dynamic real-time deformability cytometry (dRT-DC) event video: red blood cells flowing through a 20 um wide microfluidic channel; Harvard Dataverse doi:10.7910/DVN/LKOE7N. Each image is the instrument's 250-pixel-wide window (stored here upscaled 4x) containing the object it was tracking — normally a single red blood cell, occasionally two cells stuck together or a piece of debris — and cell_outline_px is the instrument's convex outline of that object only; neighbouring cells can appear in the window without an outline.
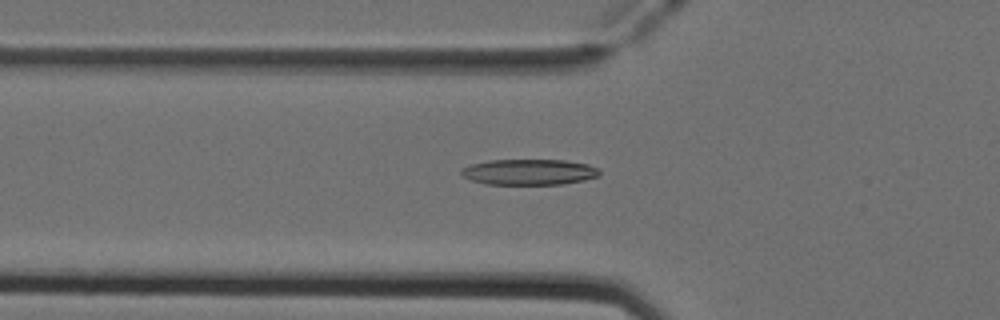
{"species": "Egyptian fruit bat (a non-hibernating species)", "species_latin": "Rousettus aegyptiacus", "temperature_condition": "cold", "stored_images_in_passage": 47, "camera_frame_rate_fps": 3000, "um_per_image_px": 0.085, "animal": {"sex": "female"}, "frame": {"image": 1, "passage_image": 17, "time_ms": 5.333, "image_size_px": [1000, 320], "cell_outline_px": [[600, 176], [584, 180], [560, 184], [484, 184], [472, 180], [464, 176], [460, 172], [460, 168], [472, 164], [488, 160], [564, 160], [588, 164], [600, 168]], "centroid_in_image_um": [44.99, 14.61], "position_along_channel_um": 80.8, "area_um2": 20.81}}
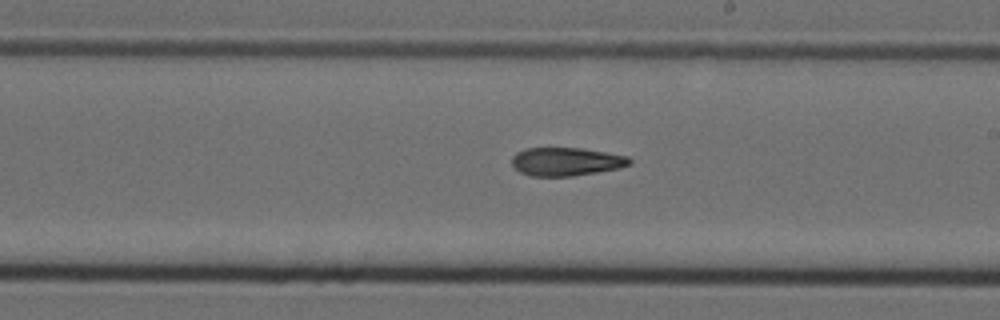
{"frame": {"image": 2, "passage_image": 29, "time_ms": 9.333, "image_size_px": [1000, 320], "cell_outline_px": [[632, 164], [620, 168], [572, 176], [532, 176], [520, 172], [512, 164], [512, 156], [516, 152], [524, 148], [584, 148], [628, 156], [632, 160]], "centroid_in_image_um": [48.14, 13.73], "position_along_channel_um": 240.9, "area_um2": 19.54}}
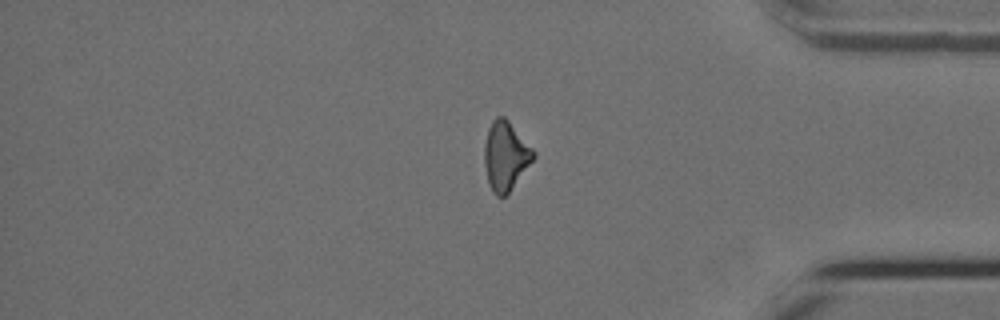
{"frame": {"image": 3, "passage_image": 42, "time_ms": 13.667, "image_size_px": [1000, 320], "cell_outline_px": [[536, 156], [508, 192], [504, 196], [496, 196], [492, 192], [488, 184], [484, 164], [484, 144], [488, 128], [492, 120], [496, 116], [504, 116], [508, 120], [536, 152]], "centroid_in_image_um": [42.95, 13.23], "position_along_channel_um": 392.3, "area_um2": 19.65}}